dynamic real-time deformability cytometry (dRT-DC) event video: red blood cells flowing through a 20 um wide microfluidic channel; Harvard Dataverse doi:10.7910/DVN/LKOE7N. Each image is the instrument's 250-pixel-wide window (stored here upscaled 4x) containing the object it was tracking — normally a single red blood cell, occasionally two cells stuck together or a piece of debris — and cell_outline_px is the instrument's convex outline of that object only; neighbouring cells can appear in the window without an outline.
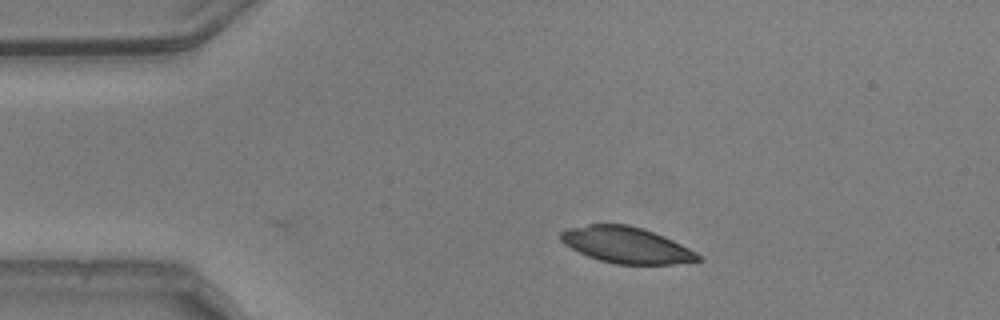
{"species": "common noctule bat (a hibernating species)", "species_latin": "Nyctalus noctula", "temperature_condition": "warm", "stored_images_in_passage": 2, "camera_frame_rate_fps": 3000, "um_per_image_px": 0.085, "animal": {"sex": "male", "body_mass_g": 20.5, "forearm_length_mm": 52.5}, "frame": {"image": 1, "passage_image": 2, "time_ms": 0.333, "image_size_px": [1000, 320], "cell_outline_px": [[704, 260], [672, 264], [616, 264], [600, 260], [588, 256], [564, 244], [560, 240], [560, 232], [564, 228], [588, 224], [628, 224], [644, 228], [664, 236], [696, 252]], "centroid_in_image_um": [53.22, 20.81], "position_along_channel_um": 31.8, "area_um2": 28.96}}